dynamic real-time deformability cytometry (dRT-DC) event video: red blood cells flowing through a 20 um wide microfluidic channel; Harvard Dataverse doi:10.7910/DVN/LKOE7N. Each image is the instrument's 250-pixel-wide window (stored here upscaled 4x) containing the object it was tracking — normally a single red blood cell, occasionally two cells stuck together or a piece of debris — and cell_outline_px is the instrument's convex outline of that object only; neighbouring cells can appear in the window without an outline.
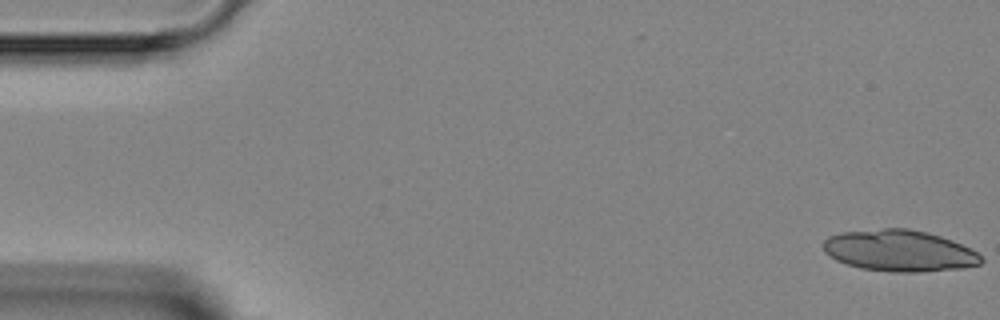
{"species": "Egyptian fruit bat (a non-hibernating species)", "species_latin": "Rousettus aegyptiacus", "temperature_condition": "room temperature", "stored_images_in_passage": 8, "segment_of_instrument_passage": [1, 2], "camera_frame_rate_fps": 3000, "um_per_image_px": 0.085, "animal": {"sex": "female"}, "frame": {"image": 1, "passage_image": 1, "time_ms": 0.0, "image_size_px": [1000, 320], "cell_outline_px": [[984, 260], [980, 264], [964, 268], [916, 272], [892, 272], [860, 268], [836, 260], [824, 252], [824, 240], [828, 236], [840, 232], [884, 228], [908, 228], [940, 236], [952, 240], [976, 252]], "centroid_in_image_um": [76.42, 21.31], "position_along_channel_um": 8.6, "area_um2": 37.97}}